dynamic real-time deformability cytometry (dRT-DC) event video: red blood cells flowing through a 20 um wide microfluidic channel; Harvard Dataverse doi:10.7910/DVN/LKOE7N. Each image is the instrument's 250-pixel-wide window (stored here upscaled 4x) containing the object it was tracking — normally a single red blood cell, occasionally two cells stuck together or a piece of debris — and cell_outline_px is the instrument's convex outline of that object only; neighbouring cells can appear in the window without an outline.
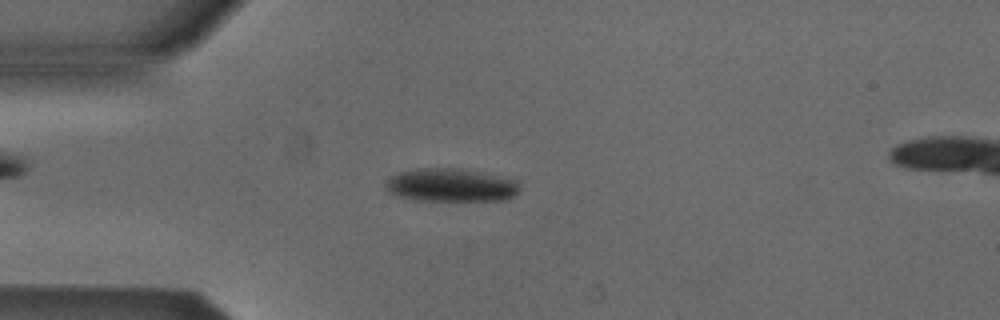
{"species": "Egyptian fruit bat (a non-hibernating species)", "species_latin": "Rousettus aegyptiacus", "temperature_condition": "cold", "stored_images_in_passage": 53, "segment_of_instrument_passage": [1, 2], "camera_frame_rate_fps": 3000, "um_per_image_px": 0.085, "animal": {"sex": "male"}, "frame": {"image": 1, "passage_image": 13, "time_ms": 4.0, "image_size_px": [1000, 320], "cell_outline_px": [[520, 192], [516, 196], [504, 200], [412, 200], [388, 192], [384, 184], [392, 176], [400, 172], [424, 168], [452, 168], [476, 172], [520, 180]], "centroid_in_image_um": [38.38, 15.75], "position_along_channel_um": 46.6, "area_um2": 25.78}}
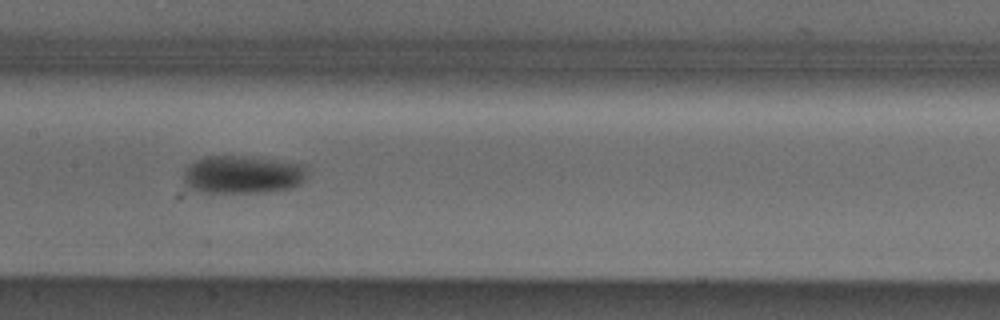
{"frame": {"image": 2, "passage_image": 25, "time_ms": 8.0, "image_size_px": [1000, 320], "cell_outline_px": [[308, 176], [300, 184], [292, 188], [268, 192], [200, 192], [184, 184], [184, 172], [188, 164], [204, 156], [236, 156], [304, 164]], "centroid_in_image_um": [20.62, 14.85], "position_along_channel_um": 186.8, "area_um2": 27.22}}
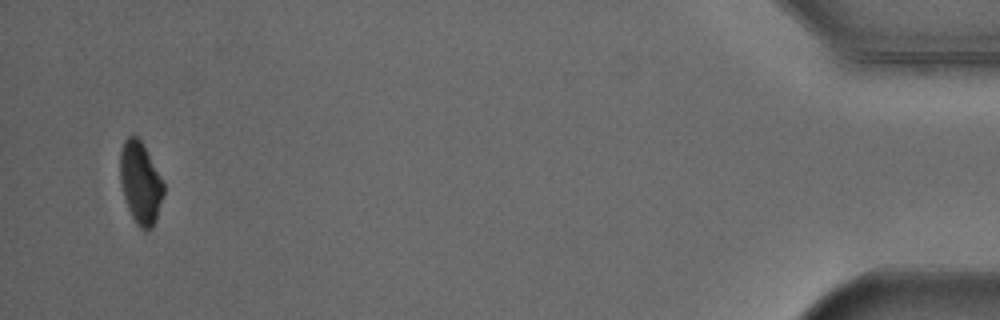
{"frame": {"image": 3, "passage_image": 50, "time_ms": 16.333, "image_size_px": [1000, 320], "cell_outline_px": [[164, 196], [156, 220], [152, 228], [140, 228], [136, 224], [128, 208], [120, 184], [120, 152], [124, 140], [128, 136], [136, 136], [140, 140], [164, 184]], "centroid_in_image_um": [11.93, 15.56], "position_along_channel_um": 423.3, "area_um2": 20.46}}